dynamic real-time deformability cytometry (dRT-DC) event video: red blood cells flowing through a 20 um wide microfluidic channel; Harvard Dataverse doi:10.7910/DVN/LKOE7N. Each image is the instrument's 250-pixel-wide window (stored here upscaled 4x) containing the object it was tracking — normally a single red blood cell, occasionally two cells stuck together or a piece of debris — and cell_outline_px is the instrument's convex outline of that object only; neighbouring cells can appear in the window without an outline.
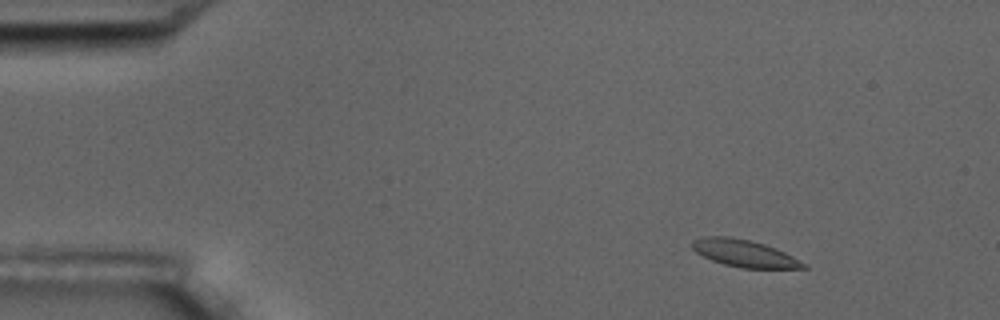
{"species": "common noctule bat (a hibernating species)", "species_latin": "Nyctalus noctula", "temperature_condition": "room temperature", "stored_images_in_passage": 5, "camera_frame_rate_fps": 3000, "um_per_image_px": 0.085, "animal": {"sex": "male", "body_mass_g": 17.5, "forearm_length_mm": 52.3}, "frame": {"image": 1, "passage_image": 2, "time_ms": 1.333, "image_size_px": [1000, 320], "cell_outline_px": [[808, 268], [744, 268], [724, 264], [712, 260], [696, 252], [692, 248], [692, 240], [704, 236], [728, 236], [748, 240], [764, 244], [776, 248], [808, 264]], "centroid_in_image_um": [63.27, 21.53], "position_along_channel_um": 21.7, "area_um2": 17.46}}
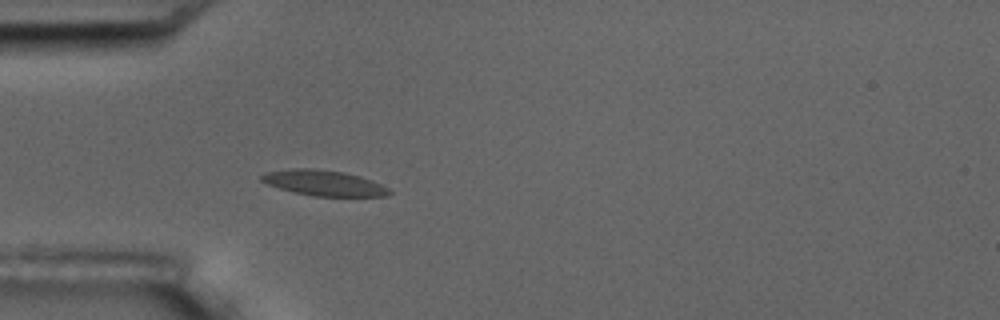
{"frame": {"image": 2, "passage_image": 5, "time_ms": 4.667, "image_size_px": [1000, 320], "cell_outline_px": [[392, 192], [388, 196], [312, 196], [292, 192], [268, 184], [260, 180], [260, 176], [264, 172], [296, 168], [312, 168], [344, 172], [360, 176], [372, 180], [388, 188]], "centroid_in_image_um": [27.52, 15.55], "position_along_channel_um": 57.5, "area_um2": 19.02}}